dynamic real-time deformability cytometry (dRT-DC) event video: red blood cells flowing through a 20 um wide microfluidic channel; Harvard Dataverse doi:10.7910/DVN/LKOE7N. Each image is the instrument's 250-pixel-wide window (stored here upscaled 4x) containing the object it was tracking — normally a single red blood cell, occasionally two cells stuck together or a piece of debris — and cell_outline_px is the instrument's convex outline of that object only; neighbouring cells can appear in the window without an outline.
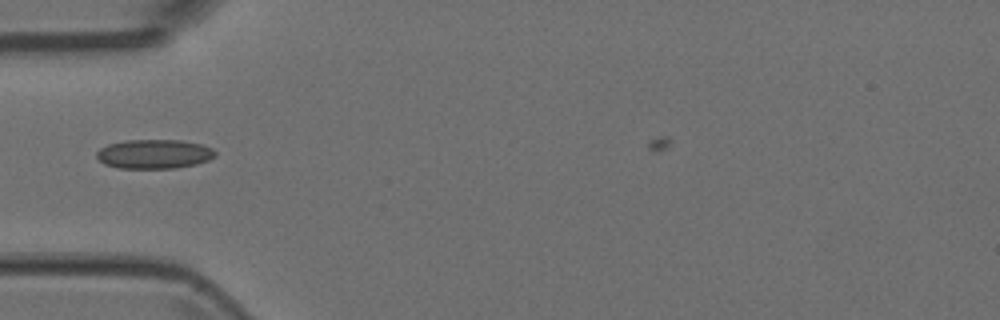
{"species": "Egyptian fruit bat (a non-hibernating species)", "species_latin": "Rousettus aegyptiacus", "temperature_condition": "room temperature", "stored_images_in_passage": 2, "camera_frame_rate_fps": 3000, "um_per_image_px": 0.085, "animal": {"sex": "female"}, "frame": {"image": 1, "passage_image": 1, "time_ms": 0.0, "image_size_px": [1000, 320], "cell_outline_px": [[216, 156], [208, 160], [196, 164], [176, 168], [116, 168], [104, 164], [96, 156], [96, 152], [100, 148], [108, 144], [124, 140], [180, 140], [204, 144], [212, 148], [216, 152]], "centroid_in_image_um": [13.11, 13.09], "position_along_channel_um": 71.9, "area_um2": 20.4}}
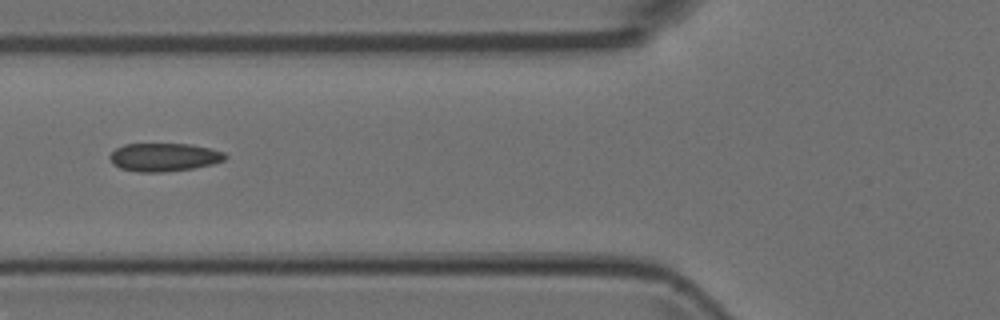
{"frame": {"image": 2, "passage_image": 2, "time_ms": 0.333, "image_size_px": [1000, 320], "cell_outline_px": [[228, 156], [224, 160], [212, 164], [192, 168], [164, 172], [136, 172], [120, 168], [112, 164], [108, 156], [116, 148], [124, 144], [192, 144], [224, 152]], "centroid_in_image_um": [13.91, 13.36], "position_along_channel_um": 111.9, "area_um2": 19.02}}